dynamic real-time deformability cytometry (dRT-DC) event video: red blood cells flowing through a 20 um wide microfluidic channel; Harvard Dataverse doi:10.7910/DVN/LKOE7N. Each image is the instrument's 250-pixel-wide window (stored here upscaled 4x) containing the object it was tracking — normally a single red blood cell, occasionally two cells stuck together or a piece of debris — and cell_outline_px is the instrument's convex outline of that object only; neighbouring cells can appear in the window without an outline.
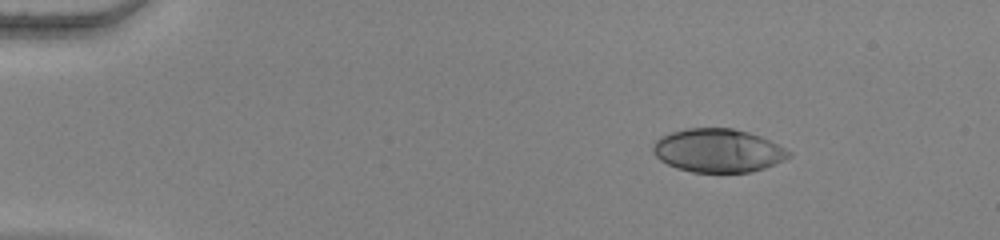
{"species": "human", "species_latin": "Homo sapiens", "temperature_condition": "warm", "stored_images_in_passage": 47, "camera_frame_rate_fps": 3000, "um_per_image_px": 0.085, "donor": {"sex": "female"}, "frame": {"image": 1, "passage_image": 1, "time_ms": 0.0, "image_size_px": [1000, 240], "cell_outline_px": [[792, 156], [784, 160], [764, 168], [748, 172], [692, 172], [676, 168], [660, 160], [652, 152], [652, 148], [656, 140], [660, 136], [672, 132], [688, 128], [732, 128], [748, 132], [760, 136], [792, 152]], "centroid_in_image_um": [61.01, 12.8], "position_along_channel_um": 24.0, "area_um2": 34.28}}
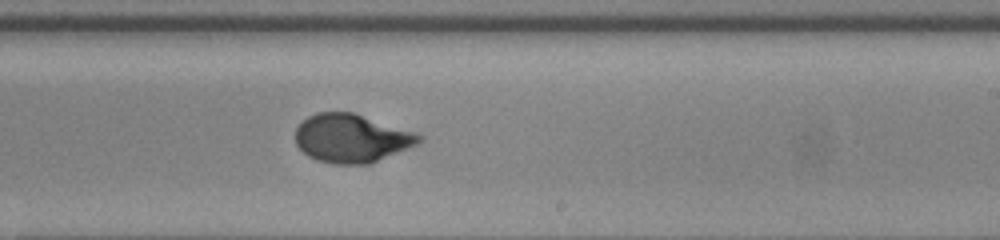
{"frame": {"image": 2, "passage_image": 27, "time_ms": 8.667, "image_size_px": [1000, 240], "cell_outline_px": [[424, 140], [408, 148], [368, 164], [336, 164], [316, 160], [308, 156], [296, 144], [296, 128], [308, 116], [316, 112], [352, 112], [416, 132], [424, 136]], "centroid_in_image_um": [29.89, 11.75], "position_along_channel_um": 259.1, "area_um2": 34.74}}
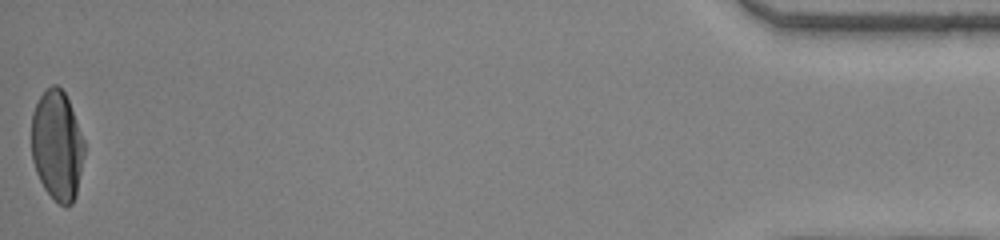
{"frame": {"image": 3, "passage_image": 47, "time_ms": 15.333, "image_size_px": [1000, 240], "cell_outline_px": [[84, 152], [76, 196], [72, 204], [64, 208], [44, 188], [36, 172], [32, 160], [32, 112], [40, 96], [52, 84], [56, 84], [64, 92], [68, 100], [84, 140]], "centroid_in_image_um": [4.85, 12.38], "position_along_channel_um": 430.4, "area_um2": 33.58}, "authors_computed_cell_mechanics": {"area_um2": 34.7378, "velocity_mm_per_s": 3.875, "shape_relaxation_time_tau1_ms": 5.4272, "shape_relaxation_time_tau2_ms": null, "deformation_change_tau1": 0.2483, "deformation_change_tau2": null}}